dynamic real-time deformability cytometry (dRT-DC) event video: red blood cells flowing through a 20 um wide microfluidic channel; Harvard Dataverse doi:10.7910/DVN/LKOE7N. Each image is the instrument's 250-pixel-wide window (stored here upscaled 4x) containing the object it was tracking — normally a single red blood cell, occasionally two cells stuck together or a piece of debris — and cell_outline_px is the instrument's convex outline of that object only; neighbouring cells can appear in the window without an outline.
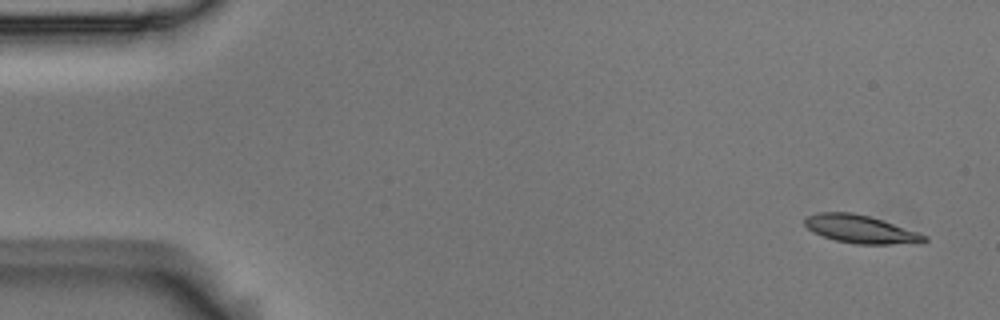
{"species": "Egyptian fruit bat (a non-hibernating species)", "species_latin": "Rousettus aegyptiacus", "temperature_condition": "room temperature", "stored_images_in_passage": 14, "camera_frame_rate_fps": 3000, "um_per_image_px": 0.085, "animal": {"sex": "male"}, "frame": {"image": 1, "passage_image": 1, "time_ms": 0.0, "image_size_px": [1000, 320], "cell_outline_px": [[928, 240], [888, 244], [856, 244], [836, 240], [812, 232], [804, 224], [804, 220], [808, 216], [820, 212], [852, 212], [868, 216], [928, 236]], "centroid_in_image_um": [73.05, 19.47], "position_along_channel_um": 11.9, "area_um2": 18.84}}
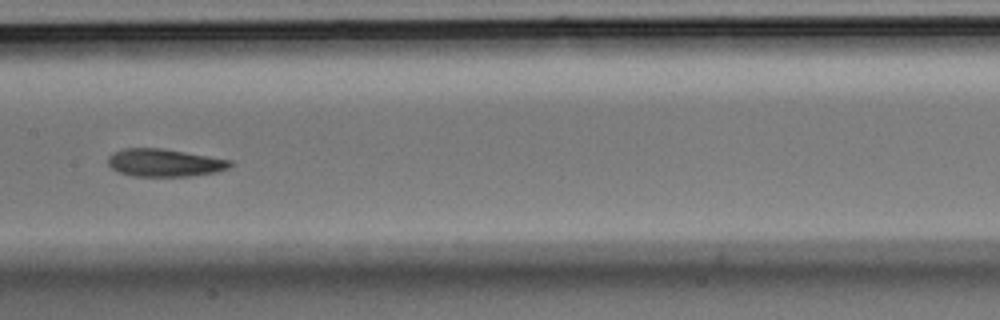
{"frame": {"image": 2, "passage_image": 7, "time_ms": 2.0, "image_size_px": [1000, 320], "cell_outline_px": [[232, 164], [228, 168], [216, 172], [188, 176], [132, 176], [120, 172], [112, 168], [108, 164], [108, 156], [112, 152], [124, 148], [164, 148], [232, 160]], "centroid_in_image_um": [13.97, 13.82], "position_along_channel_um": 193.4, "area_um2": 19.77}}
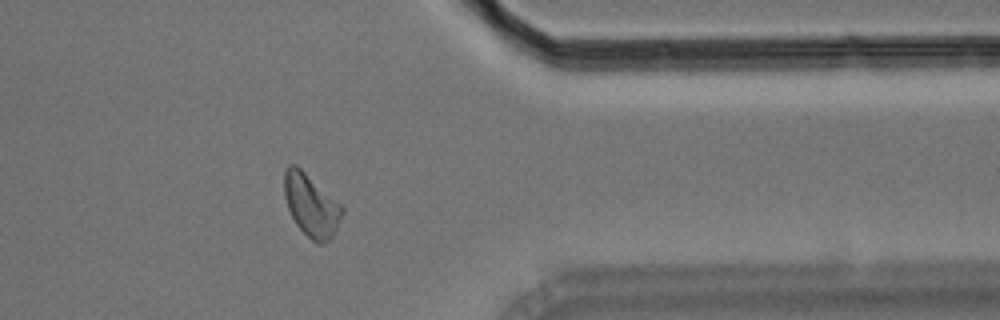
{"frame": {"image": 3, "passage_image": 12, "time_ms": 3.667, "image_size_px": [1000, 320], "cell_outline_px": [[344, 212], [332, 236], [324, 244], [316, 244], [296, 224], [288, 208], [284, 196], [284, 172], [288, 164], [296, 164], [340, 204], [344, 208]], "centroid_in_image_um": [26.43, 17.45], "position_along_channel_um": 385.0, "area_um2": 20.75}}